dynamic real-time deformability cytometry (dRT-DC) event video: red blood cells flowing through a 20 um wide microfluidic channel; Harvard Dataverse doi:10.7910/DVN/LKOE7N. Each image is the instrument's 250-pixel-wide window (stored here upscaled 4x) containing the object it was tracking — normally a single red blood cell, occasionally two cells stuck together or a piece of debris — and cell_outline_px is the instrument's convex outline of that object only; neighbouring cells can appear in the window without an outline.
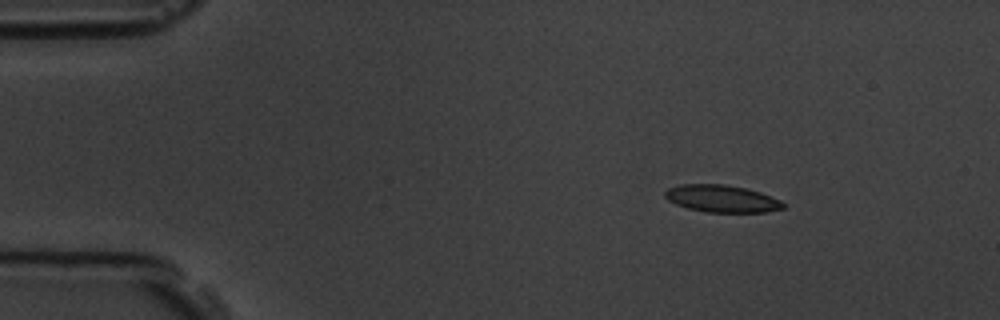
{"species": "common noctule bat (a hibernating species)", "species_latin": "Nyctalus noctula", "temperature_condition": "room temperature", "stored_images_in_passage": 4, "camera_frame_rate_fps": 3000, "um_per_image_px": 0.085, "animal": {"sex": "male", "body_mass_g": 19.5, "forearm_length_mm": 54.6}, "frame": {"image": 1, "passage_image": 1, "time_ms": 0.0, "image_size_px": [1000, 320], "cell_outline_px": [[784, 208], [768, 212], [704, 212], [688, 208], [676, 204], [668, 200], [664, 196], [664, 192], [668, 188], [680, 184], [724, 184], [748, 188], [772, 196], [780, 200], [784, 204]], "centroid_in_image_um": [61.35, 16.88], "position_along_channel_um": 23.6, "area_um2": 18.9}}
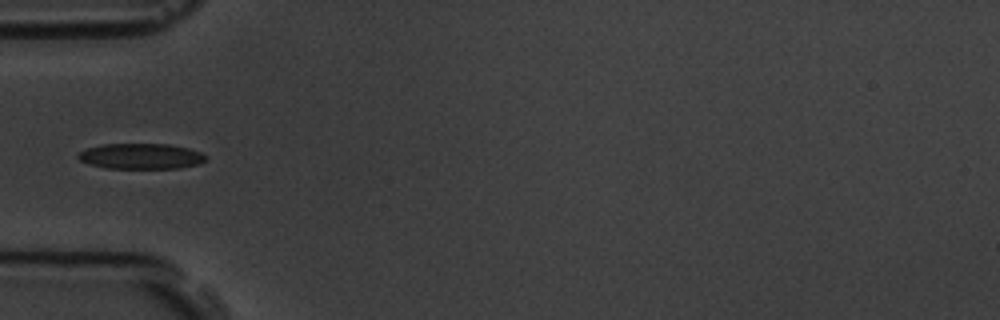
{"frame": {"image": 2, "passage_image": 4, "time_ms": 3.333, "image_size_px": [1000, 320], "cell_outline_px": [[208, 160], [200, 164], [180, 168], [108, 168], [88, 164], [80, 160], [76, 156], [80, 152], [88, 148], [104, 144], [168, 144], [188, 148], [200, 152], [208, 156]], "centroid_in_image_um": [12.03, 13.28], "position_along_channel_um": 73.0, "area_um2": 19.07}}